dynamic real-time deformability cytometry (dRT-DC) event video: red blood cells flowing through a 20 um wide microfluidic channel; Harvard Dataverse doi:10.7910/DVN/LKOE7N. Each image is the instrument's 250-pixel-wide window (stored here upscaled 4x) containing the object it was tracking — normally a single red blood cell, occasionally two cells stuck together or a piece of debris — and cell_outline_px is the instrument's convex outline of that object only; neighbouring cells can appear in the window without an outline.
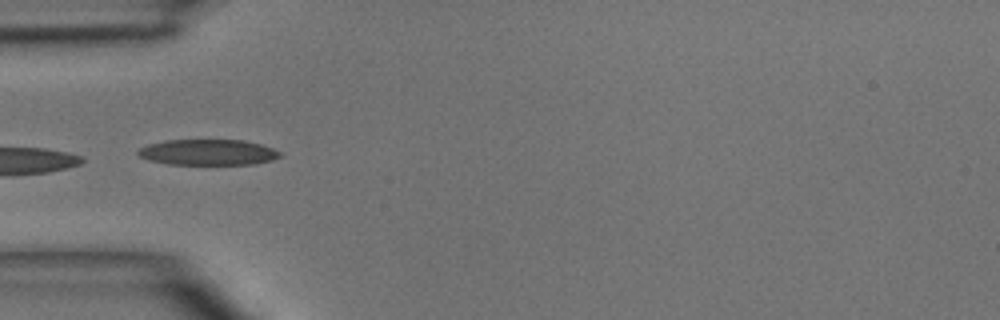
{"species": "common noctule bat (a hibernating species)", "species_latin": "Nyctalus noctula", "temperature_condition": "room temperature", "stored_images_in_passage": 6, "camera_frame_rate_fps": 3000, "um_per_image_px": 0.085, "animal": {"sex": "male", "body_mass_g": 15.6}, "frame": {"image": 1, "passage_image": 4, "time_ms": 4.667, "image_size_px": [1000, 320], "cell_outline_px": [[284, 156], [272, 160], [256, 164], [168, 164], [148, 160], [140, 156], [136, 152], [140, 148], [148, 144], [164, 140], [244, 140], [260, 144], [284, 152]], "centroid_in_image_um": [17.73, 12.94], "position_along_channel_um": 67.3, "area_um2": 21.5}}